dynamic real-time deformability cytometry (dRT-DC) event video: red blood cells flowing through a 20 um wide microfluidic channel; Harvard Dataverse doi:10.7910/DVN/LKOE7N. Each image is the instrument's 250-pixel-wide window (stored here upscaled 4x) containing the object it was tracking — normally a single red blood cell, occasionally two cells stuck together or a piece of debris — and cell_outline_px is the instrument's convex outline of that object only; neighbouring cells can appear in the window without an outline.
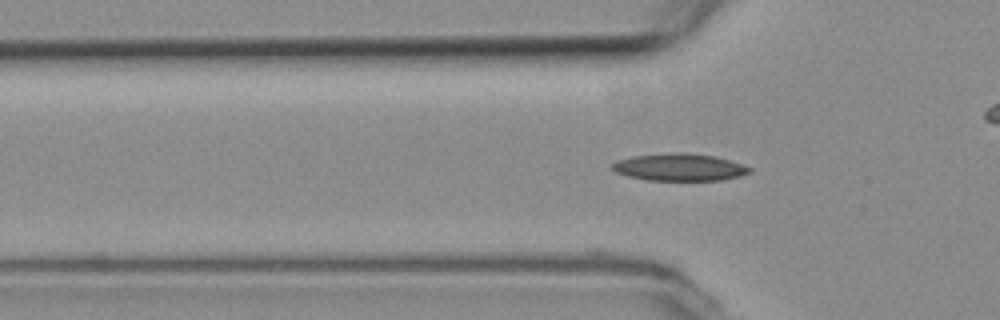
{"species": "common noctule bat (a hibernating species)", "species_latin": "Nyctalus noctula", "temperature_condition": "room temperature", "stored_images_in_passage": 16, "camera_frame_rate_fps": 3000, "um_per_image_px": 0.085, "animal": {"sex": "female", "body_mass_g": 19.3, "forearm_length_mm": 54.1}, "frame": {"image": 1, "passage_image": 16, "time_ms": 5.0, "image_size_px": [1000, 320], "cell_outline_px": [[752, 172], [740, 176], [720, 180], [648, 180], [628, 176], [616, 172], [608, 168], [616, 160], [632, 156], [672, 152], [684, 152], [716, 156], [752, 168]], "centroid_in_image_um": [57.72, 14.2], "position_along_channel_um": 68.1, "area_um2": 21.91}}